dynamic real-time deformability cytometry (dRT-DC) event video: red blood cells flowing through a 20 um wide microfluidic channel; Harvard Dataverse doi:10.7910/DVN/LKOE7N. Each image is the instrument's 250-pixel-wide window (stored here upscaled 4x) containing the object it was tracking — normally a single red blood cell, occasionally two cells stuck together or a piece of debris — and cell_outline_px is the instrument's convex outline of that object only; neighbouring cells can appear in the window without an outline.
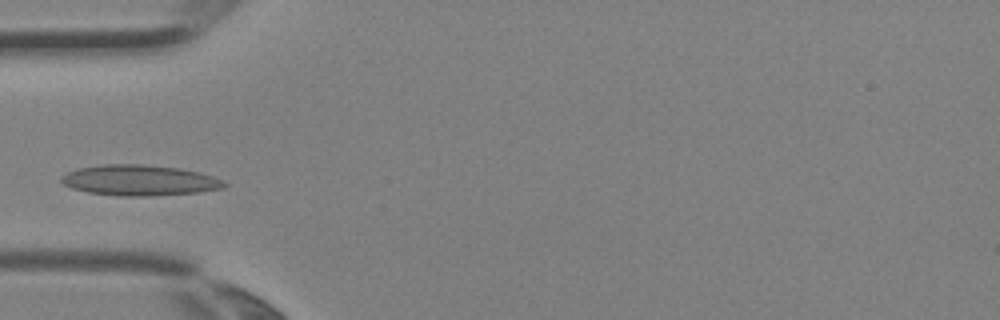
{"species": "Egyptian fruit bat (a non-hibernating species)", "species_latin": "Rousettus aegyptiacus", "temperature_condition": "room temperature", "stored_images_in_passage": 2, "camera_frame_rate_fps": 3000, "um_per_image_px": 0.085, "animal": {"sex": "female"}, "frame": {"image": 1, "passage_image": 2, "time_ms": 0.333, "image_size_px": [1000, 320], "cell_outline_px": [[228, 184], [220, 188], [196, 192], [148, 196], [120, 196], [88, 192], [72, 188], [64, 184], [60, 180], [60, 176], [68, 172], [80, 168], [100, 164], [140, 164], [180, 168], [200, 172], [212, 176]], "centroid_in_image_um": [11.81, 15.32], "position_along_channel_um": 73.2, "area_um2": 28.84}}